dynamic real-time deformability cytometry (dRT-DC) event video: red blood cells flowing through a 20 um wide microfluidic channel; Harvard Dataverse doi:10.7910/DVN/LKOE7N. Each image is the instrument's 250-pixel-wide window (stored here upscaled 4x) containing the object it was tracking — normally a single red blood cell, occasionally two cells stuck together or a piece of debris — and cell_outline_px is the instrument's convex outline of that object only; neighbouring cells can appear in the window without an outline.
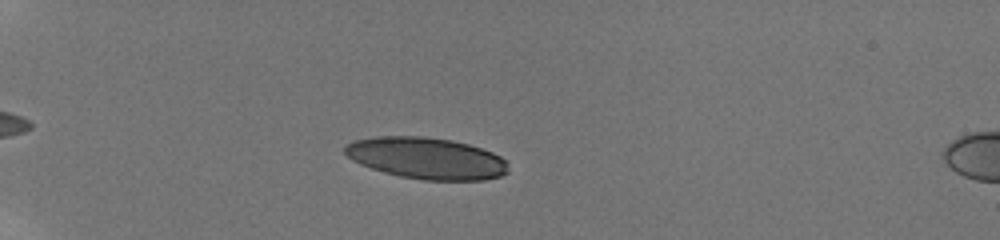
{"species": "human", "species_latin": "Homo sapiens", "temperature_condition": "room temperature", "stored_images_in_passage": 7, "camera_frame_rate_fps": 3000, "um_per_image_px": 0.085, "donor": {"sex": "male"}, "frame": {"image": 1, "passage_image": 5, "time_ms": 4.667, "image_size_px": [1000, 240], "cell_outline_px": [[508, 172], [500, 176], [484, 180], [424, 180], [400, 176], [384, 172], [360, 164], [352, 160], [344, 152], [344, 148], [352, 140], [376, 136], [424, 136], [452, 140], [468, 144], [492, 152], [500, 156], [508, 164]], "centroid_in_image_um": [36.24, 13.44], "position_along_channel_um": 48.8, "area_um2": 39.59}}